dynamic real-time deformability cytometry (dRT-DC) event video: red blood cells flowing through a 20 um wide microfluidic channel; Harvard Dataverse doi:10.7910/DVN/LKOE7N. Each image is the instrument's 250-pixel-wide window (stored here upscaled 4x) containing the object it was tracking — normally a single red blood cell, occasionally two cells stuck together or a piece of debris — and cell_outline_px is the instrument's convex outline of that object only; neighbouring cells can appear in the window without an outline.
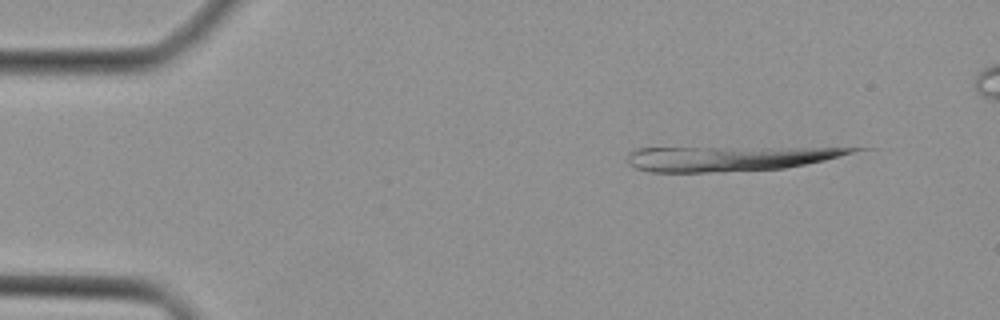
{"species": "Egyptian fruit bat (a non-hibernating species)", "species_latin": "Rousettus aegyptiacus", "temperature_condition": "cold", "stored_images_in_passage": 32, "camera_frame_rate_fps": 3000, "um_per_image_px": 0.085, "animal": {"sex": "female"}, "frame": {"image": 1, "passage_image": 1, "time_ms": 0.0, "image_size_px": [1000, 320], "cell_outline_px": [[876, 148], [824, 160], [784, 168], [724, 172], [648, 172], [636, 168], [628, 164], [628, 152], [636, 148]], "centroid_in_image_um": [61.97, 13.47], "position_along_channel_um": 23.0, "area_um2": 32.43}}
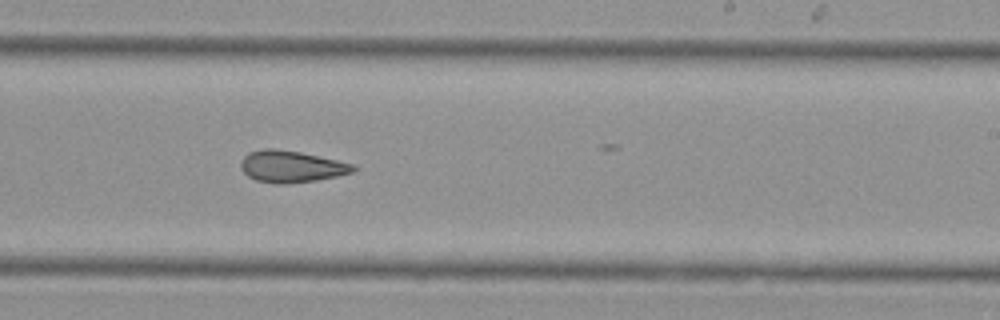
{"frame": {"image": 2, "passage_image": 15, "time_ms": 4.667, "image_size_px": [1000, 320], "cell_outline_px": [[356, 168], [352, 172], [336, 176], [316, 180], [284, 184], [276, 184], [256, 180], [248, 176], [240, 168], [240, 164], [244, 156], [248, 152], [264, 148], [272, 148], [300, 152], [336, 160], [352, 164]], "centroid_in_image_um": [24.71, 14.15], "position_along_channel_um": 264.3, "area_um2": 20.58}}
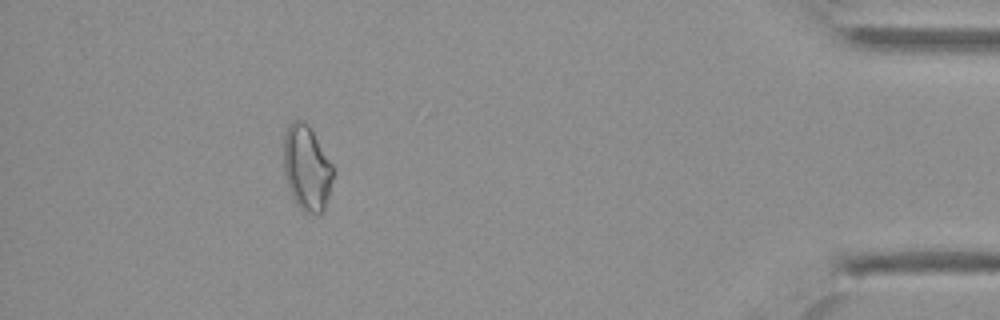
{"frame": {"image": 3, "passage_image": 28, "time_ms": 9.0, "image_size_px": [1000, 320], "cell_outline_px": [[336, 168], [324, 212], [320, 216], [304, 212], [296, 204], [292, 196], [284, 172], [284, 136], [288, 124], [292, 120], [304, 120], [308, 124]], "centroid_in_image_um": [26.11, 14.29], "position_along_channel_um": 409.1, "area_um2": 25.09}}